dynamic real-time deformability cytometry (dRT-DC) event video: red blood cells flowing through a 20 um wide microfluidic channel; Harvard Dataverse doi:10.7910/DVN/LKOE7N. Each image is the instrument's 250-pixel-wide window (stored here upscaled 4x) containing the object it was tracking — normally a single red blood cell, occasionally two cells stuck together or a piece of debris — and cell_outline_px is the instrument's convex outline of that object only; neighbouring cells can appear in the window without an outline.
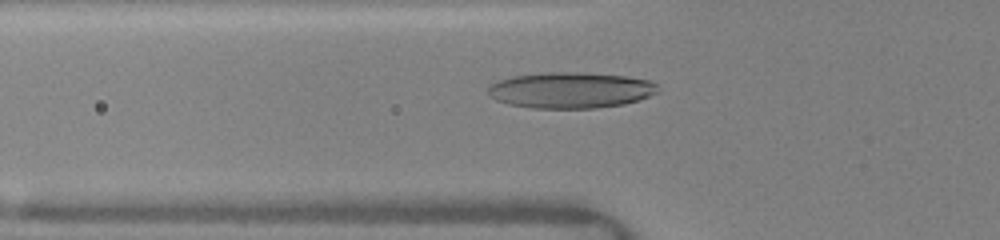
{"species": "human", "species_latin": "Homo sapiens", "temperature_condition": "warm", "stored_images_in_passage": 4, "camera_frame_rate_fps": 3000, "um_per_image_px": 0.085, "donor": {"sex": "female"}, "frame": {"image": 1, "passage_image": 4, "time_ms": 2.0, "image_size_px": [1000, 240], "cell_outline_px": [[660, 92], [640, 100], [624, 104], [596, 108], [532, 108], [508, 104], [496, 100], [488, 96], [488, 84], [512, 76], [548, 72], [576, 72], [628, 76], [648, 80], [656, 84]], "centroid_in_image_um": [48.5, 7.67], "position_along_channel_um": 77.3, "area_um2": 35.89}}